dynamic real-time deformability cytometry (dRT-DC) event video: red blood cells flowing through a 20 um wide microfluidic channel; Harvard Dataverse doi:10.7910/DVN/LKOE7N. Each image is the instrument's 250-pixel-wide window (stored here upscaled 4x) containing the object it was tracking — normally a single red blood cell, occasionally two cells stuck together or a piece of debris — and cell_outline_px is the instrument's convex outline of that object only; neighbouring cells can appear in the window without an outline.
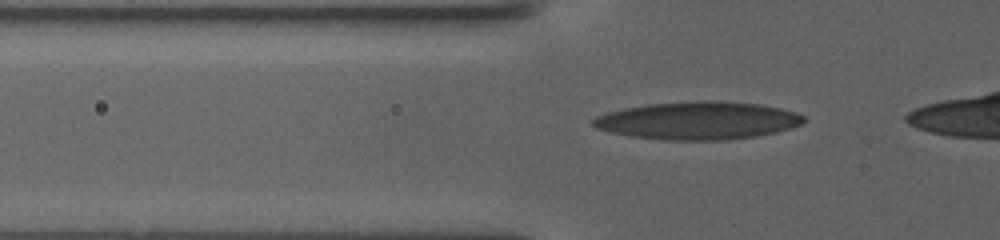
{"species": "human", "species_latin": "Homo sapiens", "temperature_condition": "warm", "stored_images_in_passage": 68, "camera_frame_rate_fps": 3000, "um_per_image_px": 0.085, "donor": {"sex": "female"}, "frame": {"image": 1, "passage_image": 13, "time_ms": 2.333, "image_size_px": [1000, 240], "cell_outline_px": [[804, 120], [800, 124], [776, 132], [756, 136], [728, 140], [668, 140], [632, 136], [612, 132], [596, 128], [592, 124], [592, 120], [596, 116], [608, 112], [624, 108], [648, 104], [700, 100], [712, 100], [760, 104], [780, 108], [796, 112], [804, 116]], "centroid_in_image_um": [59.32, 10.24], "position_along_channel_um": 66.5, "area_um2": 46.24}}
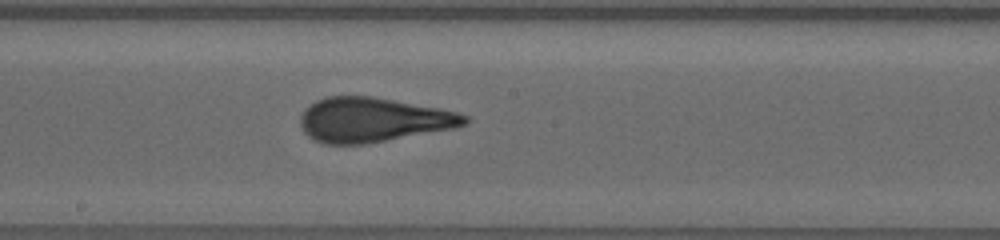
{"frame": {"image": 2, "passage_image": 41, "time_ms": 7.667, "image_size_px": [1000, 240], "cell_outline_px": [[468, 124], [456, 128], [368, 144], [324, 144], [312, 140], [304, 132], [300, 124], [300, 116], [316, 100], [328, 96], [372, 96], [440, 108], [456, 112], [468, 116]], "centroid_in_image_um": [31.73, 10.2], "position_along_channel_um": 216.5, "area_um2": 42.83}}
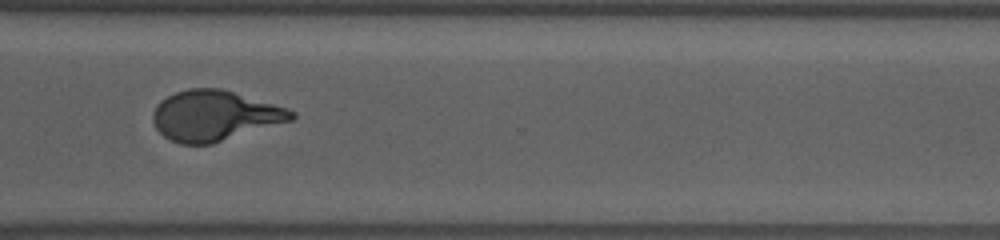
{"frame": {"image": 3, "passage_image": 67, "time_ms": 12.333, "image_size_px": [1000, 240], "cell_outline_px": [[296, 116], [292, 120], [212, 144], [180, 144], [164, 136], [156, 128], [152, 120], [152, 112], [156, 104], [160, 100], [176, 92], [188, 88], [220, 88], [288, 108], [296, 112]], "centroid_in_image_um": [18.22, 9.83], "position_along_channel_um": 352.4, "area_um2": 40.58}}